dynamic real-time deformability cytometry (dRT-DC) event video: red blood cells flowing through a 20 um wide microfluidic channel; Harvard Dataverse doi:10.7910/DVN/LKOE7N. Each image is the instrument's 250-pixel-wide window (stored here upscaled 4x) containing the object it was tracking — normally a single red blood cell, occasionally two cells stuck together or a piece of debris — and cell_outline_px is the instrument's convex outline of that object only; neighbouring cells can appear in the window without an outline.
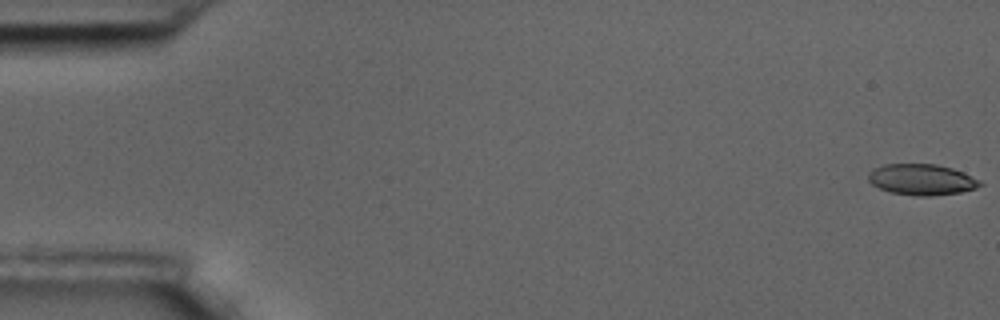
{"species": "common noctule bat (a hibernating species)", "species_latin": "Nyctalus noctula", "temperature_condition": "room temperature", "stored_images_in_passage": 6, "camera_frame_rate_fps": 3000, "um_per_image_px": 0.085, "animal": {"sex": "male", "body_mass_g": 17.5, "forearm_length_mm": 52.3}, "frame": {"image": 1, "passage_image": 1, "time_ms": 0.0, "image_size_px": [1000, 320], "cell_outline_px": [[984, 184], [976, 188], [960, 192], [928, 196], [916, 196], [888, 192], [872, 184], [868, 180], [868, 172], [884, 164], [936, 164], [952, 168], [964, 172], [980, 180]], "centroid_in_image_um": [78.35, 15.26], "position_along_channel_um": 6.6, "area_um2": 20.23}}
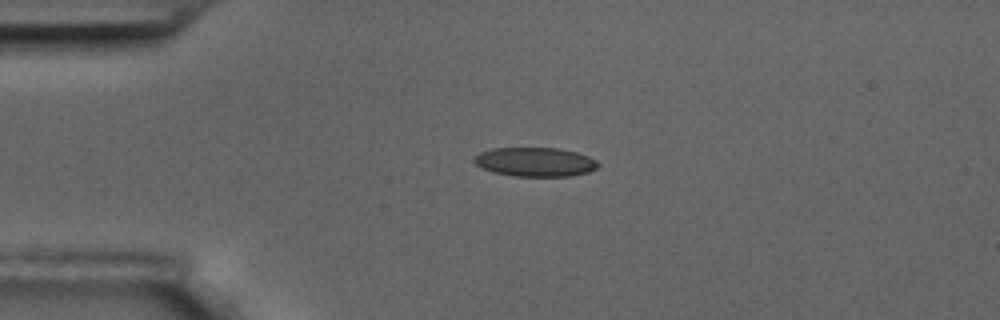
{"frame": {"image": 2, "passage_image": 4, "time_ms": 1.0, "image_size_px": [1000, 320], "cell_outline_px": [[600, 164], [596, 168], [588, 172], [572, 176], [512, 176], [492, 172], [476, 164], [472, 160], [480, 152], [492, 148], [560, 148], [576, 152], [588, 156], [596, 160]], "centroid_in_image_um": [45.5, 13.76], "position_along_channel_um": 39.5, "area_um2": 21.04}}